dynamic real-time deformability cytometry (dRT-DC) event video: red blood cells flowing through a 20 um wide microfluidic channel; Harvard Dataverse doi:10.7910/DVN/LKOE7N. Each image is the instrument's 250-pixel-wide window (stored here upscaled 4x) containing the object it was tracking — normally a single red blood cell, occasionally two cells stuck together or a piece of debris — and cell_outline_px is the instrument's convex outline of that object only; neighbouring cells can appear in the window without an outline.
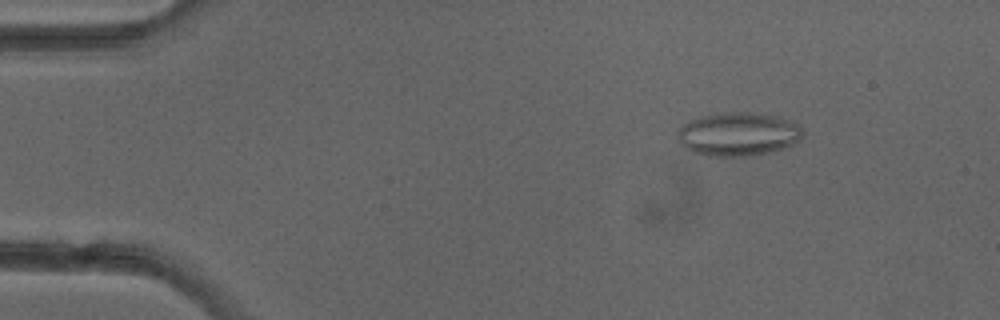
{"species": "common noctule bat (a hibernating species)", "species_latin": "Nyctalus noctula", "temperature_condition": "cold", "stored_images_in_passage": 4, "camera_frame_rate_fps": 3000, "um_per_image_px": 0.085, "animal": {"sex": "female"}, "frame": {"image": 1, "passage_image": 2, "time_ms": 1.333, "image_size_px": [1000, 320], "cell_outline_px": [[804, 132], [800, 140], [784, 148], [772, 152], [748, 156], [704, 156], [692, 152], [684, 148], [676, 140], [676, 132], [688, 120], [700, 116], [728, 112], [748, 112], [796, 120], [800, 124]], "centroid_in_image_um": [62.73, 11.41], "position_along_channel_um": 22.3, "area_um2": 32.37}}